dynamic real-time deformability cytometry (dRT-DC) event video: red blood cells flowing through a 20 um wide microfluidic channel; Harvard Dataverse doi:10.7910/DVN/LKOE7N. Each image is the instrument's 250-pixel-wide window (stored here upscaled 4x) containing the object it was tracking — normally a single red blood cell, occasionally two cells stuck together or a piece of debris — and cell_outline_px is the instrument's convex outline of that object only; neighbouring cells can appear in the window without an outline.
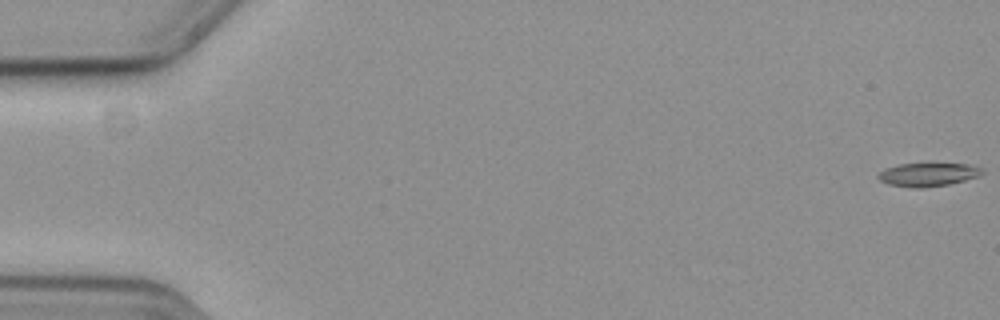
{"species": "common noctule bat (a hibernating species)", "species_latin": "Nyctalus noctula", "temperature_condition": "cold", "stored_images_in_passage": 17, "camera_frame_rate_fps": 3000, "um_per_image_px": 0.085, "animal": {"sex": "female", "body_mass_g": 19.3, "forearm_length_mm": 54.1}, "frame": {"image": 1, "passage_image": 1, "time_ms": 0.0, "image_size_px": [1000, 320], "cell_outline_px": [[984, 172], [976, 176], [964, 180], [948, 184], [920, 188], [912, 188], [888, 184], [880, 180], [876, 176], [884, 168], [900, 164], [928, 160], [968, 164], [984, 168]], "centroid_in_image_um": [78.87, 14.77], "position_along_channel_um": 6.1, "area_um2": 15.03}}
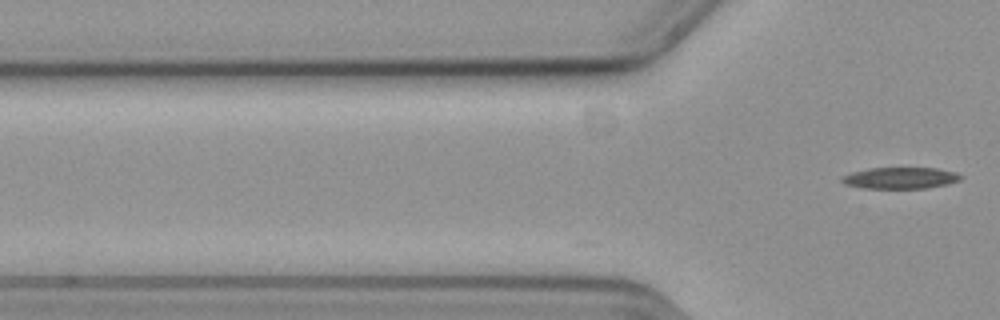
{"frame": {"image": 2, "passage_image": 17, "time_ms": 5.333, "image_size_px": [1000, 320], "cell_outline_px": [[964, 176], [960, 180], [948, 184], [924, 188], [864, 188], [844, 184], [840, 180], [844, 176], [852, 172], [868, 168], [936, 168], [956, 172]], "centroid_in_image_um": [76.55, 15.12], "position_along_channel_um": 49.2, "area_um2": 14.8}}